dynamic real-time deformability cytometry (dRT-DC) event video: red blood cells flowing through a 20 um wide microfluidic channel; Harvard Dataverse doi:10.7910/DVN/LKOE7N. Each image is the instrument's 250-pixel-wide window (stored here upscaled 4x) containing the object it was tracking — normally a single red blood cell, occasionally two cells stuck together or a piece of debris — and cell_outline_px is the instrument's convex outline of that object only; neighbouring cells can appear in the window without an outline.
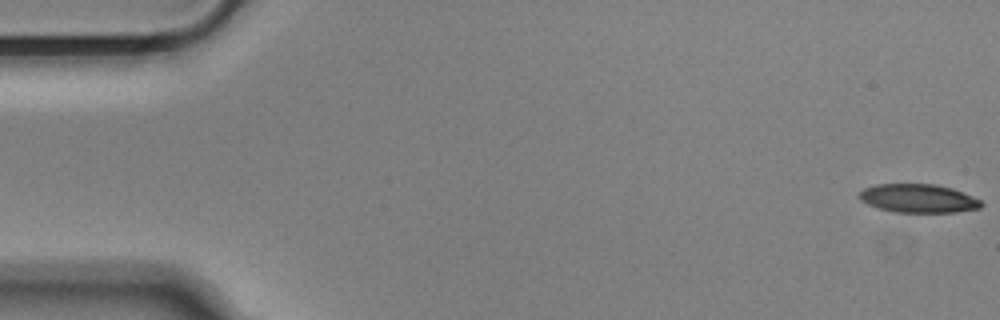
{"species": "Egyptian fruit bat (a non-hibernating species)", "species_latin": "Rousettus aegyptiacus", "temperature_condition": "cold", "stored_images_in_passage": 47, "camera_frame_rate_fps": 3000, "um_per_image_px": 0.085, "animal": {"sex": "male"}, "frame": {"image": 1, "passage_image": 1, "time_ms": 0.0, "image_size_px": [1000, 320], "cell_outline_px": [[984, 204], [980, 208], [956, 212], [896, 212], [880, 208], [868, 204], [860, 200], [860, 192], [864, 188], [876, 184], [936, 184], [952, 188], [972, 196], [980, 200]], "centroid_in_image_um": [78.08, 16.86], "position_along_channel_um": 6.9, "area_um2": 20.17}}
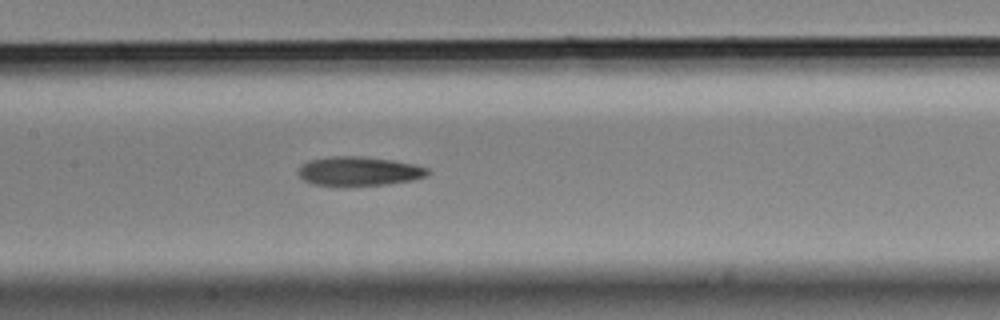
{"frame": {"image": 2, "passage_image": 26, "time_ms": 8.333, "image_size_px": [1000, 320], "cell_outline_px": [[428, 176], [412, 180], [388, 184], [348, 188], [336, 188], [312, 184], [304, 180], [296, 172], [308, 160], [332, 156], [364, 156], [392, 160], [416, 164], [428, 168]], "centroid_in_image_um": [30.49, 14.59], "position_along_channel_um": 176.9, "area_um2": 22.83}}
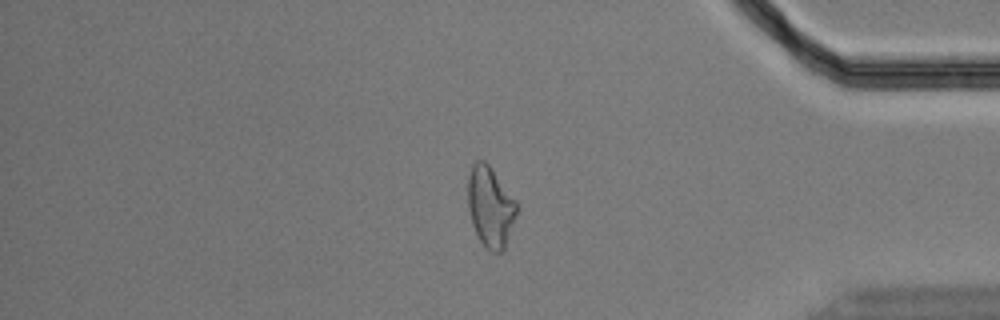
{"frame": {"image": 3, "passage_image": 46, "time_ms": 15.0, "image_size_px": [1000, 320], "cell_outline_px": [[516, 216], [504, 252], [492, 252], [484, 248], [472, 224], [468, 208], [468, 176], [472, 164], [476, 160], [484, 160], [488, 164], [516, 200]], "centroid_in_image_um": [41.67, 17.6], "position_along_channel_um": 393.5, "area_um2": 22.95}, "authors_computed_cell_mechanics": {"area_um2": 21.7906, "velocity_mm_per_s": 3.6592, "shape_relaxation_time_tau1_ms": null, "shape_relaxation_time_tau2_ms": 7.7873, "deformation_change_tau1": null, "deformation_change_tau2": 0.1957}}